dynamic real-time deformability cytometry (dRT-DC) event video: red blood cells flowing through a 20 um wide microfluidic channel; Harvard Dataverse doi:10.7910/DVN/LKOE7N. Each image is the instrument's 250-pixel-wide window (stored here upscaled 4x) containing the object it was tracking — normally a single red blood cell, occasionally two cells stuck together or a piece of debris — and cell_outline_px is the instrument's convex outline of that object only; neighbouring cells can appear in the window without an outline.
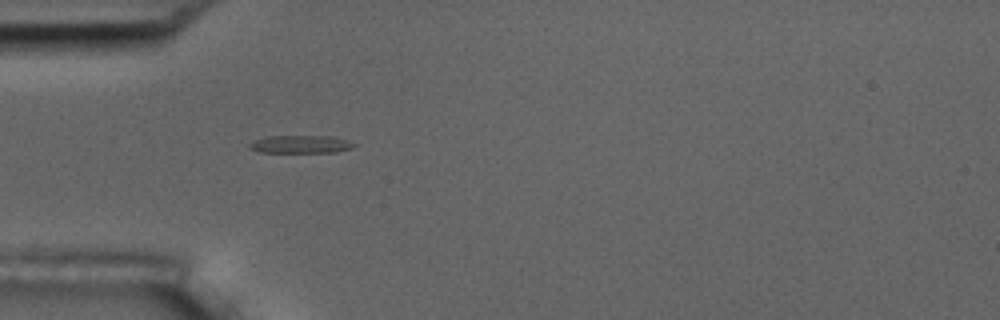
{"species": "common noctule bat (a hibernating species)", "species_latin": "Nyctalus noctula", "temperature_condition": "room temperature", "stored_images_in_passage": 5, "camera_frame_rate_fps": 3000, "um_per_image_px": 0.085, "animal": {"sex": "male", "body_mass_g": 17.5, "forearm_length_mm": 52.3}, "frame": {"image": 1, "passage_image": 5, "time_ms": 4.667, "image_size_px": [1000, 320], "cell_outline_px": [[356, 144], [352, 148], [336, 152], [260, 152], [248, 148], [248, 144], [252, 140], [264, 136], [332, 136], [348, 140]], "centroid_in_image_um": [25.51, 12.25], "position_along_channel_um": 59.5, "area_um2": 10.98}}